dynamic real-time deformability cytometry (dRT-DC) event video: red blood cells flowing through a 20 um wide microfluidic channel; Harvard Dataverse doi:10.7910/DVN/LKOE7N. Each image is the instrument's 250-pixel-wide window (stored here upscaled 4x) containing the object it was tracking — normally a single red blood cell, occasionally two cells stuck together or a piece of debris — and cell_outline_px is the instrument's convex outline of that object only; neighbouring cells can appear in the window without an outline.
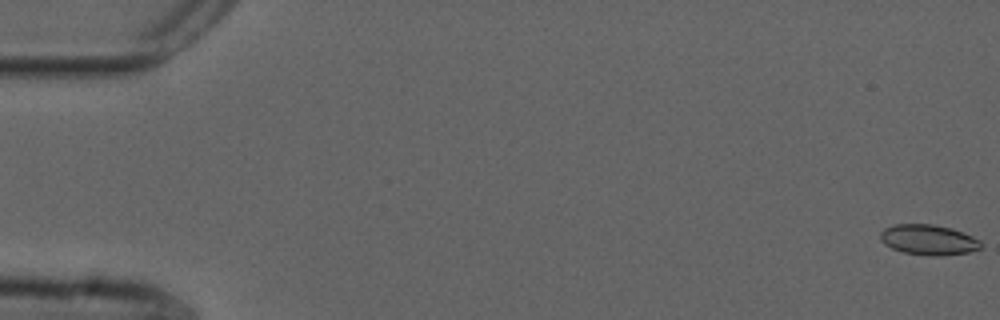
{"species": "common noctule bat (a hibernating species)", "species_latin": "Nyctalus noctula", "temperature_condition": "cold", "stored_images_in_passage": 56, "camera_frame_rate_fps": 3000, "um_per_image_px": 0.085, "animal": {"sex": "male", "forearm_length_mm": 52.5}, "frame": {"image": 1, "passage_image": 1, "time_ms": 0.0, "image_size_px": [1000, 320], "cell_outline_px": [[980, 248], [968, 252], [940, 256], [932, 256], [904, 252], [892, 248], [884, 244], [880, 240], [880, 232], [884, 228], [896, 224], [932, 224], [952, 228], [964, 232], [980, 240]], "centroid_in_image_um": [78.9, 20.37], "position_along_channel_um": 6.1, "area_um2": 17.74}}
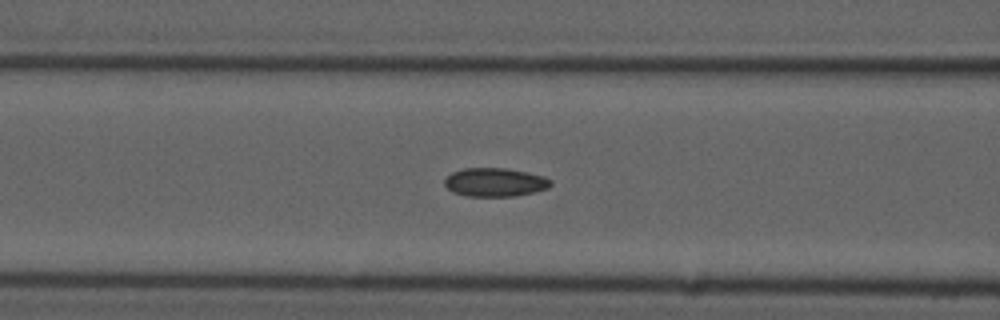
{"frame": {"image": 2, "passage_image": 23, "time_ms": 7.333, "image_size_px": [1000, 320], "cell_outline_px": [[552, 184], [548, 188], [516, 196], [468, 196], [452, 192], [444, 184], [444, 180], [452, 172], [464, 168], [504, 168], [528, 172], [544, 176], [552, 180]], "centroid_in_image_um": [42.08, 15.49], "position_along_channel_um": 124.5, "area_um2": 17.69}}
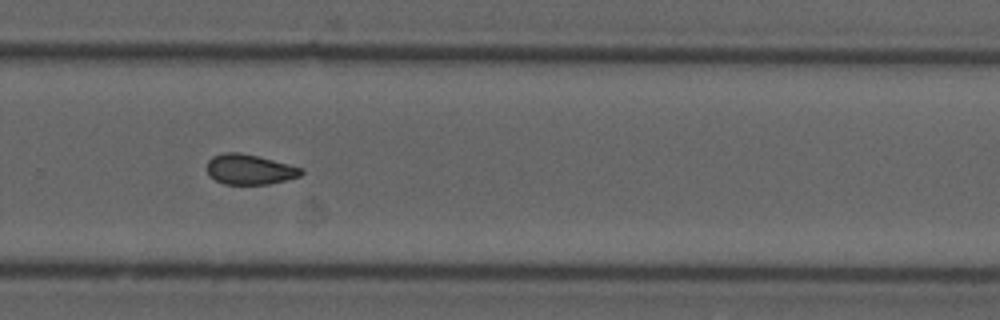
{"frame": {"image": 3, "passage_image": 38, "time_ms": 12.333, "image_size_px": [1000, 320], "cell_outline_px": [[304, 172], [300, 176], [288, 180], [268, 184], [224, 184], [216, 180], [208, 172], [208, 160], [212, 156], [224, 152], [240, 152], [260, 156], [304, 168]], "centroid_in_image_um": [21.27, 14.39], "position_along_channel_um": 308.5, "area_um2": 16.7}, "authors_computed_cell_mechanics": {"area_um2": 17.34, "velocity_mm_per_s": 3.6937, "shape_relaxation_time_tau1_ms": null, "shape_relaxation_time_tau2_ms": 4.8772, "deformation_change_tau1": null, "deformation_change_tau2": 0.0909}}